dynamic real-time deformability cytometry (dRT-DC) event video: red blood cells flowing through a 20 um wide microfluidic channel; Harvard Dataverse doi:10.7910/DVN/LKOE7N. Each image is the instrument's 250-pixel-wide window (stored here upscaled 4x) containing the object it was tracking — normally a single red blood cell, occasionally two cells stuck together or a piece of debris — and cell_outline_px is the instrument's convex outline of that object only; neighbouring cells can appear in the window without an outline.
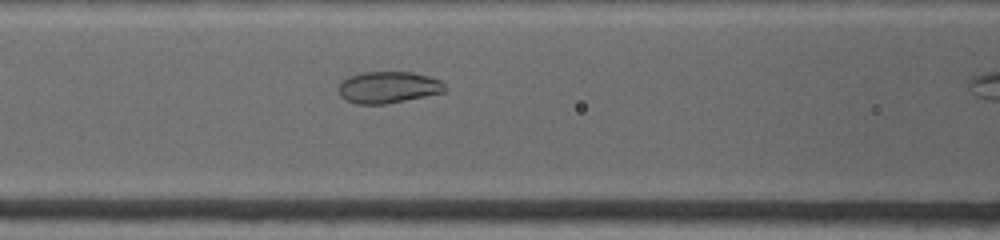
{"species": "common noctule bat (a hibernating species)", "species_latin": "Nyctalus noctula", "temperature_condition": "warm", "stored_images_in_passage": 7, "camera_frame_rate_fps": 4500, "um_per_image_px": 0.085, "animal": {"sex": "female", "body_mass_g": 19.0, "forearm_length_mm": 53.3}, "frame": {"image": 1, "passage_image": 6, "time_ms": 1.778, "image_size_px": [1000, 240], "cell_outline_px": [[448, 88], [444, 92], [384, 104], [356, 104], [344, 100], [340, 96], [336, 88], [348, 76], [364, 72], [412, 72], [428, 76], [440, 80]], "centroid_in_image_um": [32.96, 7.42], "position_along_channel_um": 133.6, "area_um2": 19.65}}